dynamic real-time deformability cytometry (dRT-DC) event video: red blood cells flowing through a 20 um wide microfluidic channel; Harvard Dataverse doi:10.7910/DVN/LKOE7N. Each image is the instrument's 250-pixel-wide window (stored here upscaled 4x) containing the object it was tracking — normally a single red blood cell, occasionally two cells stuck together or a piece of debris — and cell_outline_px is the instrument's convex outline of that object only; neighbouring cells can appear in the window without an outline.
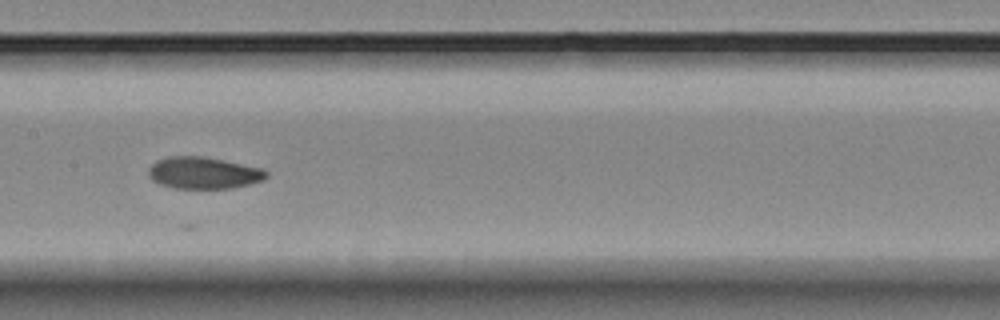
{"species": "Egyptian fruit bat (a non-hibernating species)", "species_latin": "Rousettus aegyptiacus", "temperature_condition": "room temperature", "stored_images_in_passage": 7, "camera_frame_rate_fps": 3000, "um_per_image_px": 0.085, "animal": {"sex": "female"}, "frame": {"image": 1, "passage_image": 7, "time_ms": 7.0, "image_size_px": [1000, 320], "cell_outline_px": [[268, 176], [264, 180], [232, 188], [176, 188], [160, 184], [152, 180], [148, 176], [148, 168], [156, 160], [168, 156], [204, 156], [264, 168], [268, 172]], "centroid_in_image_um": [17.31, 14.68], "position_along_channel_um": 190.1, "area_um2": 22.02}}